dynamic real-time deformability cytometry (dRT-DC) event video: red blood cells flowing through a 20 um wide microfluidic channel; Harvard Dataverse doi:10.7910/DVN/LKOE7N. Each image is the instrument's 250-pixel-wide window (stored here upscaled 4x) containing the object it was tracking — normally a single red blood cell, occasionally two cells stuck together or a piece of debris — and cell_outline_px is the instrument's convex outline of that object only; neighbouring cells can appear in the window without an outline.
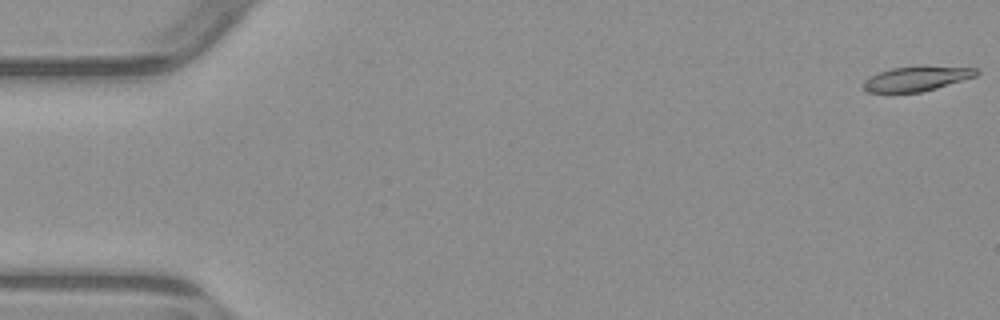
{"species": "common noctule bat (a hibernating species)", "species_latin": "Nyctalus noctula", "temperature_condition": "warm", "stored_images_in_passage": 5, "camera_frame_rate_fps": 3000, "um_per_image_px": 0.085, "animal": {"sex": "male", "body_mass_g": 23.1, "forearm_length_mm": 52.7}, "frame": {"image": 1, "passage_image": 1, "time_ms": 0.0, "image_size_px": [1000, 320], "cell_outline_px": [[980, 72], [976, 76], [936, 88], [920, 92], [864, 92], [864, 80], [868, 76], [892, 68], [976, 68]], "centroid_in_image_um": [77.84, 6.73], "position_along_channel_um": 7.2, "area_um2": 15.43}}
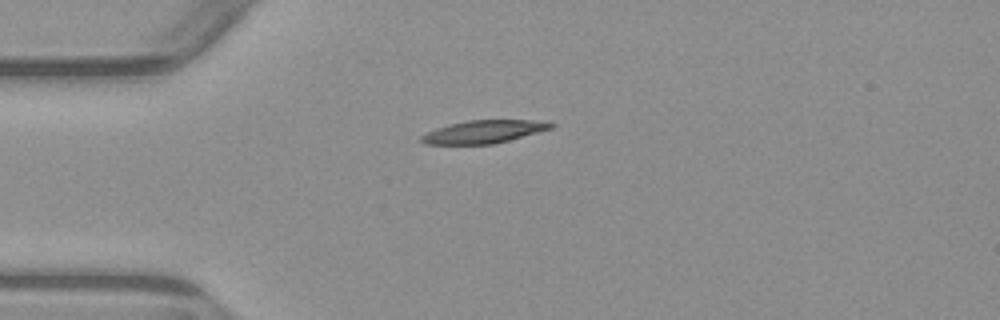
{"frame": {"image": 2, "passage_image": 4, "time_ms": 4.333, "image_size_px": [1000, 320], "cell_outline_px": [[556, 124], [552, 128], [508, 140], [492, 144], [424, 144], [420, 140], [420, 136], [436, 128], [448, 124], [468, 120], [532, 120]], "centroid_in_image_um": [41.06, 11.19], "position_along_channel_um": 43.9, "area_um2": 17.05}}